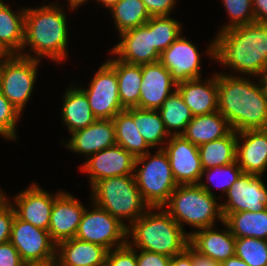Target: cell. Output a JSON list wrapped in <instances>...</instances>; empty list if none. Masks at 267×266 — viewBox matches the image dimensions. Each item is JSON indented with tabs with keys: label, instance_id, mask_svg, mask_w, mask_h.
I'll use <instances>...</instances> for the list:
<instances>
[{
	"label": "cell",
	"instance_id": "3",
	"mask_svg": "<svg viewBox=\"0 0 267 266\" xmlns=\"http://www.w3.org/2000/svg\"><path fill=\"white\" fill-rule=\"evenodd\" d=\"M63 7L48 4L41 7L26 8L24 20V43L19 55L40 60L49 57L57 64L67 57L68 29ZM26 45L32 54H24Z\"/></svg>",
	"mask_w": 267,
	"mask_h": 266
},
{
	"label": "cell",
	"instance_id": "46",
	"mask_svg": "<svg viewBox=\"0 0 267 266\" xmlns=\"http://www.w3.org/2000/svg\"><path fill=\"white\" fill-rule=\"evenodd\" d=\"M255 22L267 23V0H252Z\"/></svg>",
	"mask_w": 267,
	"mask_h": 266
},
{
	"label": "cell",
	"instance_id": "27",
	"mask_svg": "<svg viewBox=\"0 0 267 266\" xmlns=\"http://www.w3.org/2000/svg\"><path fill=\"white\" fill-rule=\"evenodd\" d=\"M62 105V119L70 133L86 128L97 120L86 94L78 87L66 90Z\"/></svg>",
	"mask_w": 267,
	"mask_h": 266
},
{
	"label": "cell",
	"instance_id": "52",
	"mask_svg": "<svg viewBox=\"0 0 267 266\" xmlns=\"http://www.w3.org/2000/svg\"><path fill=\"white\" fill-rule=\"evenodd\" d=\"M96 1H99V3H102V5H104L106 9H109L113 5H115L119 0H96Z\"/></svg>",
	"mask_w": 267,
	"mask_h": 266
},
{
	"label": "cell",
	"instance_id": "8",
	"mask_svg": "<svg viewBox=\"0 0 267 266\" xmlns=\"http://www.w3.org/2000/svg\"><path fill=\"white\" fill-rule=\"evenodd\" d=\"M40 60L19 54L6 55L0 65V92L21 113L30 99Z\"/></svg>",
	"mask_w": 267,
	"mask_h": 266
},
{
	"label": "cell",
	"instance_id": "10",
	"mask_svg": "<svg viewBox=\"0 0 267 266\" xmlns=\"http://www.w3.org/2000/svg\"><path fill=\"white\" fill-rule=\"evenodd\" d=\"M80 89L86 94L97 119H113L125 110L120 102L116 71L106 61L95 73L88 89Z\"/></svg>",
	"mask_w": 267,
	"mask_h": 266
},
{
	"label": "cell",
	"instance_id": "36",
	"mask_svg": "<svg viewBox=\"0 0 267 266\" xmlns=\"http://www.w3.org/2000/svg\"><path fill=\"white\" fill-rule=\"evenodd\" d=\"M235 255L249 266H267V240L236 238Z\"/></svg>",
	"mask_w": 267,
	"mask_h": 266
},
{
	"label": "cell",
	"instance_id": "35",
	"mask_svg": "<svg viewBox=\"0 0 267 266\" xmlns=\"http://www.w3.org/2000/svg\"><path fill=\"white\" fill-rule=\"evenodd\" d=\"M181 25L169 16H152V39L156 50L161 54L181 34Z\"/></svg>",
	"mask_w": 267,
	"mask_h": 266
},
{
	"label": "cell",
	"instance_id": "9",
	"mask_svg": "<svg viewBox=\"0 0 267 266\" xmlns=\"http://www.w3.org/2000/svg\"><path fill=\"white\" fill-rule=\"evenodd\" d=\"M91 206L92 211L85 208L75 238L102 245L108 250L127 244L128 227L94 203Z\"/></svg>",
	"mask_w": 267,
	"mask_h": 266
},
{
	"label": "cell",
	"instance_id": "4",
	"mask_svg": "<svg viewBox=\"0 0 267 266\" xmlns=\"http://www.w3.org/2000/svg\"><path fill=\"white\" fill-rule=\"evenodd\" d=\"M127 236H132V244L128 238L132 248L169 257L182 253L189 244V233H185L164 207H150L128 226Z\"/></svg>",
	"mask_w": 267,
	"mask_h": 266
},
{
	"label": "cell",
	"instance_id": "40",
	"mask_svg": "<svg viewBox=\"0 0 267 266\" xmlns=\"http://www.w3.org/2000/svg\"><path fill=\"white\" fill-rule=\"evenodd\" d=\"M105 266H138L136 249L127 243L124 246L109 250Z\"/></svg>",
	"mask_w": 267,
	"mask_h": 266
},
{
	"label": "cell",
	"instance_id": "20",
	"mask_svg": "<svg viewBox=\"0 0 267 266\" xmlns=\"http://www.w3.org/2000/svg\"><path fill=\"white\" fill-rule=\"evenodd\" d=\"M236 161L243 173L263 176L267 169V129L237 132Z\"/></svg>",
	"mask_w": 267,
	"mask_h": 266
},
{
	"label": "cell",
	"instance_id": "1",
	"mask_svg": "<svg viewBox=\"0 0 267 266\" xmlns=\"http://www.w3.org/2000/svg\"><path fill=\"white\" fill-rule=\"evenodd\" d=\"M207 54L224 67L259 76L267 69V23L254 22L233 27L216 35Z\"/></svg>",
	"mask_w": 267,
	"mask_h": 266
},
{
	"label": "cell",
	"instance_id": "17",
	"mask_svg": "<svg viewBox=\"0 0 267 266\" xmlns=\"http://www.w3.org/2000/svg\"><path fill=\"white\" fill-rule=\"evenodd\" d=\"M61 193L59 191L53 196L32 183L14 197L15 214L19 219L48 231L54 200Z\"/></svg>",
	"mask_w": 267,
	"mask_h": 266
},
{
	"label": "cell",
	"instance_id": "54",
	"mask_svg": "<svg viewBox=\"0 0 267 266\" xmlns=\"http://www.w3.org/2000/svg\"><path fill=\"white\" fill-rule=\"evenodd\" d=\"M7 54L0 48V56H6Z\"/></svg>",
	"mask_w": 267,
	"mask_h": 266
},
{
	"label": "cell",
	"instance_id": "18",
	"mask_svg": "<svg viewBox=\"0 0 267 266\" xmlns=\"http://www.w3.org/2000/svg\"><path fill=\"white\" fill-rule=\"evenodd\" d=\"M141 68L140 99L136 107L158 110L177 84L172 80L170 71L159 61L142 64Z\"/></svg>",
	"mask_w": 267,
	"mask_h": 266
},
{
	"label": "cell",
	"instance_id": "2",
	"mask_svg": "<svg viewBox=\"0 0 267 266\" xmlns=\"http://www.w3.org/2000/svg\"><path fill=\"white\" fill-rule=\"evenodd\" d=\"M258 84L246 76L217 74L218 112L232 130L267 129V99Z\"/></svg>",
	"mask_w": 267,
	"mask_h": 266
},
{
	"label": "cell",
	"instance_id": "47",
	"mask_svg": "<svg viewBox=\"0 0 267 266\" xmlns=\"http://www.w3.org/2000/svg\"><path fill=\"white\" fill-rule=\"evenodd\" d=\"M192 259H193V266H221V263L209 258L206 255L199 253L193 247H192Z\"/></svg>",
	"mask_w": 267,
	"mask_h": 266
},
{
	"label": "cell",
	"instance_id": "15",
	"mask_svg": "<svg viewBox=\"0 0 267 266\" xmlns=\"http://www.w3.org/2000/svg\"><path fill=\"white\" fill-rule=\"evenodd\" d=\"M135 160L130 152L116 144L89 156L80 169L89 174L92 187L101 179L133 175Z\"/></svg>",
	"mask_w": 267,
	"mask_h": 266
},
{
	"label": "cell",
	"instance_id": "29",
	"mask_svg": "<svg viewBox=\"0 0 267 266\" xmlns=\"http://www.w3.org/2000/svg\"><path fill=\"white\" fill-rule=\"evenodd\" d=\"M112 121L115 126V139L117 145L130 152L135 158L149 152L151 147L144 140L135 126L134 107L118 112Z\"/></svg>",
	"mask_w": 267,
	"mask_h": 266
},
{
	"label": "cell",
	"instance_id": "48",
	"mask_svg": "<svg viewBox=\"0 0 267 266\" xmlns=\"http://www.w3.org/2000/svg\"><path fill=\"white\" fill-rule=\"evenodd\" d=\"M221 266H249V265L235 255L233 257H230L226 261L222 262Z\"/></svg>",
	"mask_w": 267,
	"mask_h": 266
},
{
	"label": "cell",
	"instance_id": "16",
	"mask_svg": "<svg viewBox=\"0 0 267 266\" xmlns=\"http://www.w3.org/2000/svg\"><path fill=\"white\" fill-rule=\"evenodd\" d=\"M201 54L195 44L186 40L181 34L160 54L159 62L171 74L172 80L178 84L190 79L201 78Z\"/></svg>",
	"mask_w": 267,
	"mask_h": 266
},
{
	"label": "cell",
	"instance_id": "49",
	"mask_svg": "<svg viewBox=\"0 0 267 266\" xmlns=\"http://www.w3.org/2000/svg\"><path fill=\"white\" fill-rule=\"evenodd\" d=\"M21 266H55V260L22 262Z\"/></svg>",
	"mask_w": 267,
	"mask_h": 266
},
{
	"label": "cell",
	"instance_id": "5",
	"mask_svg": "<svg viewBox=\"0 0 267 266\" xmlns=\"http://www.w3.org/2000/svg\"><path fill=\"white\" fill-rule=\"evenodd\" d=\"M220 199L213 194L210 185L198 184L178 185L171 193L169 201L163 206L170 216L182 227L189 224L195 229L214 227L216 220L223 223Z\"/></svg>",
	"mask_w": 267,
	"mask_h": 266
},
{
	"label": "cell",
	"instance_id": "12",
	"mask_svg": "<svg viewBox=\"0 0 267 266\" xmlns=\"http://www.w3.org/2000/svg\"><path fill=\"white\" fill-rule=\"evenodd\" d=\"M222 213L258 212L267 208V187L262 176L242 173L227 190Z\"/></svg>",
	"mask_w": 267,
	"mask_h": 266
},
{
	"label": "cell",
	"instance_id": "51",
	"mask_svg": "<svg viewBox=\"0 0 267 266\" xmlns=\"http://www.w3.org/2000/svg\"><path fill=\"white\" fill-rule=\"evenodd\" d=\"M68 2L70 9L75 10V8L79 7L81 4H84L87 2V0H68Z\"/></svg>",
	"mask_w": 267,
	"mask_h": 266
},
{
	"label": "cell",
	"instance_id": "6",
	"mask_svg": "<svg viewBox=\"0 0 267 266\" xmlns=\"http://www.w3.org/2000/svg\"><path fill=\"white\" fill-rule=\"evenodd\" d=\"M91 189L92 202L127 227L129 225L123 220L127 219L131 225L150 208L136 185L134 175L101 179Z\"/></svg>",
	"mask_w": 267,
	"mask_h": 266
},
{
	"label": "cell",
	"instance_id": "37",
	"mask_svg": "<svg viewBox=\"0 0 267 266\" xmlns=\"http://www.w3.org/2000/svg\"><path fill=\"white\" fill-rule=\"evenodd\" d=\"M224 8L226 9L230 22L222 26V32L224 30L246 25L255 22V16L253 11L252 0H222Z\"/></svg>",
	"mask_w": 267,
	"mask_h": 266
},
{
	"label": "cell",
	"instance_id": "23",
	"mask_svg": "<svg viewBox=\"0 0 267 266\" xmlns=\"http://www.w3.org/2000/svg\"><path fill=\"white\" fill-rule=\"evenodd\" d=\"M176 89L193 117L218 111L217 73L204 82L196 78L178 83Z\"/></svg>",
	"mask_w": 267,
	"mask_h": 266
},
{
	"label": "cell",
	"instance_id": "28",
	"mask_svg": "<svg viewBox=\"0 0 267 266\" xmlns=\"http://www.w3.org/2000/svg\"><path fill=\"white\" fill-rule=\"evenodd\" d=\"M115 71L118 79V91L122 106L136 107L140 99V86L142 81L141 65L129 64L117 58L106 61Z\"/></svg>",
	"mask_w": 267,
	"mask_h": 266
},
{
	"label": "cell",
	"instance_id": "30",
	"mask_svg": "<svg viewBox=\"0 0 267 266\" xmlns=\"http://www.w3.org/2000/svg\"><path fill=\"white\" fill-rule=\"evenodd\" d=\"M224 222L235 238L267 240V208L258 212L222 213Z\"/></svg>",
	"mask_w": 267,
	"mask_h": 266
},
{
	"label": "cell",
	"instance_id": "34",
	"mask_svg": "<svg viewBox=\"0 0 267 266\" xmlns=\"http://www.w3.org/2000/svg\"><path fill=\"white\" fill-rule=\"evenodd\" d=\"M108 10L119 34L144 25L151 18L142 0H119Z\"/></svg>",
	"mask_w": 267,
	"mask_h": 266
},
{
	"label": "cell",
	"instance_id": "39",
	"mask_svg": "<svg viewBox=\"0 0 267 266\" xmlns=\"http://www.w3.org/2000/svg\"><path fill=\"white\" fill-rule=\"evenodd\" d=\"M21 113L0 92V135L5 139H16V124Z\"/></svg>",
	"mask_w": 267,
	"mask_h": 266
},
{
	"label": "cell",
	"instance_id": "33",
	"mask_svg": "<svg viewBox=\"0 0 267 266\" xmlns=\"http://www.w3.org/2000/svg\"><path fill=\"white\" fill-rule=\"evenodd\" d=\"M134 122L136 128L151 148L163 149L165 138H170L158 110L134 107Z\"/></svg>",
	"mask_w": 267,
	"mask_h": 266
},
{
	"label": "cell",
	"instance_id": "11",
	"mask_svg": "<svg viewBox=\"0 0 267 266\" xmlns=\"http://www.w3.org/2000/svg\"><path fill=\"white\" fill-rule=\"evenodd\" d=\"M23 262L55 260L56 244L47 230L19 219L13 220L10 240Z\"/></svg>",
	"mask_w": 267,
	"mask_h": 266
},
{
	"label": "cell",
	"instance_id": "44",
	"mask_svg": "<svg viewBox=\"0 0 267 266\" xmlns=\"http://www.w3.org/2000/svg\"><path fill=\"white\" fill-rule=\"evenodd\" d=\"M22 260L10 241L0 244V266H21Z\"/></svg>",
	"mask_w": 267,
	"mask_h": 266
},
{
	"label": "cell",
	"instance_id": "14",
	"mask_svg": "<svg viewBox=\"0 0 267 266\" xmlns=\"http://www.w3.org/2000/svg\"><path fill=\"white\" fill-rule=\"evenodd\" d=\"M119 36L121 41L110 51L118 60L136 65L159 61L160 53L152 39V16L144 25L122 32Z\"/></svg>",
	"mask_w": 267,
	"mask_h": 266
},
{
	"label": "cell",
	"instance_id": "50",
	"mask_svg": "<svg viewBox=\"0 0 267 266\" xmlns=\"http://www.w3.org/2000/svg\"><path fill=\"white\" fill-rule=\"evenodd\" d=\"M259 77H260L259 82L262 86L264 95L267 99V69Z\"/></svg>",
	"mask_w": 267,
	"mask_h": 266
},
{
	"label": "cell",
	"instance_id": "38",
	"mask_svg": "<svg viewBox=\"0 0 267 266\" xmlns=\"http://www.w3.org/2000/svg\"><path fill=\"white\" fill-rule=\"evenodd\" d=\"M243 173L242 168L238 165L237 161L226 165V166H217L209 169H204L201 174V180L203 176H206L207 181L213 184L215 180L217 188L221 189L223 193L226 194L227 190L232 186V184L241 176ZM215 176V177H214Z\"/></svg>",
	"mask_w": 267,
	"mask_h": 266
},
{
	"label": "cell",
	"instance_id": "45",
	"mask_svg": "<svg viewBox=\"0 0 267 266\" xmlns=\"http://www.w3.org/2000/svg\"><path fill=\"white\" fill-rule=\"evenodd\" d=\"M170 266H193L192 246L188 244L182 253L171 257Z\"/></svg>",
	"mask_w": 267,
	"mask_h": 266
},
{
	"label": "cell",
	"instance_id": "55",
	"mask_svg": "<svg viewBox=\"0 0 267 266\" xmlns=\"http://www.w3.org/2000/svg\"><path fill=\"white\" fill-rule=\"evenodd\" d=\"M4 57H5V56H0V65H1L2 60H3Z\"/></svg>",
	"mask_w": 267,
	"mask_h": 266
},
{
	"label": "cell",
	"instance_id": "22",
	"mask_svg": "<svg viewBox=\"0 0 267 266\" xmlns=\"http://www.w3.org/2000/svg\"><path fill=\"white\" fill-rule=\"evenodd\" d=\"M223 224L226 226L224 231L218 232L217 229L208 227L190 232L189 244L199 253L219 263L235 256L236 238L224 221Z\"/></svg>",
	"mask_w": 267,
	"mask_h": 266
},
{
	"label": "cell",
	"instance_id": "42",
	"mask_svg": "<svg viewBox=\"0 0 267 266\" xmlns=\"http://www.w3.org/2000/svg\"><path fill=\"white\" fill-rule=\"evenodd\" d=\"M136 258L138 266H170L171 257L139 249Z\"/></svg>",
	"mask_w": 267,
	"mask_h": 266
},
{
	"label": "cell",
	"instance_id": "43",
	"mask_svg": "<svg viewBox=\"0 0 267 266\" xmlns=\"http://www.w3.org/2000/svg\"><path fill=\"white\" fill-rule=\"evenodd\" d=\"M150 16H169L177 0H142Z\"/></svg>",
	"mask_w": 267,
	"mask_h": 266
},
{
	"label": "cell",
	"instance_id": "41",
	"mask_svg": "<svg viewBox=\"0 0 267 266\" xmlns=\"http://www.w3.org/2000/svg\"><path fill=\"white\" fill-rule=\"evenodd\" d=\"M15 210L10 199H7L0 205V244L10 240L13 220L15 218Z\"/></svg>",
	"mask_w": 267,
	"mask_h": 266
},
{
	"label": "cell",
	"instance_id": "21",
	"mask_svg": "<svg viewBox=\"0 0 267 266\" xmlns=\"http://www.w3.org/2000/svg\"><path fill=\"white\" fill-rule=\"evenodd\" d=\"M68 149L88 158L103 149L116 145L115 126L112 119H97L86 128L71 133Z\"/></svg>",
	"mask_w": 267,
	"mask_h": 266
},
{
	"label": "cell",
	"instance_id": "31",
	"mask_svg": "<svg viewBox=\"0 0 267 266\" xmlns=\"http://www.w3.org/2000/svg\"><path fill=\"white\" fill-rule=\"evenodd\" d=\"M204 169L226 166L236 161L237 132L231 130L226 136L198 146Z\"/></svg>",
	"mask_w": 267,
	"mask_h": 266
},
{
	"label": "cell",
	"instance_id": "26",
	"mask_svg": "<svg viewBox=\"0 0 267 266\" xmlns=\"http://www.w3.org/2000/svg\"><path fill=\"white\" fill-rule=\"evenodd\" d=\"M9 7L0 0V48L7 55L20 54L24 43L26 8L13 12Z\"/></svg>",
	"mask_w": 267,
	"mask_h": 266
},
{
	"label": "cell",
	"instance_id": "24",
	"mask_svg": "<svg viewBox=\"0 0 267 266\" xmlns=\"http://www.w3.org/2000/svg\"><path fill=\"white\" fill-rule=\"evenodd\" d=\"M108 249L76 238L56 245L55 266H105Z\"/></svg>",
	"mask_w": 267,
	"mask_h": 266
},
{
	"label": "cell",
	"instance_id": "19",
	"mask_svg": "<svg viewBox=\"0 0 267 266\" xmlns=\"http://www.w3.org/2000/svg\"><path fill=\"white\" fill-rule=\"evenodd\" d=\"M85 208L72 194L62 191L54 200L48 232L58 243L75 238Z\"/></svg>",
	"mask_w": 267,
	"mask_h": 266
},
{
	"label": "cell",
	"instance_id": "13",
	"mask_svg": "<svg viewBox=\"0 0 267 266\" xmlns=\"http://www.w3.org/2000/svg\"><path fill=\"white\" fill-rule=\"evenodd\" d=\"M163 150L168 155L172 174L178 185L198 184L203 167L198 146L183 135H172Z\"/></svg>",
	"mask_w": 267,
	"mask_h": 266
},
{
	"label": "cell",
	"instance_id": "53",
	"mask_svg": "<svg viewBox=\"0 0 267 266\" xmlns=\"http://www.w3.org/2000/svg\"><path fill=\"white\" fill-rule=\"evenodd\" d=\"M9 197L0 189V205L3 204Z\"/></svg>",
	"mask_w": 267,
	"mask_h": 266
},
{
	"label": "cell",
	"instance_id": "32",
	"mask_svg": "<svg viewBox=\"0 0 267 266\" xmlns=\"http://www.w3.org/2000/svg\"><path fill=\"white\" fill-rule=\"evenodd\" d=\"M158 112L170 136L182 135L193 118L189 107L177 89H174L167 97Z\"/></svg>",
	"mask_w": 267,
	"mask_h": 266
},
{
	"label": "cell",
	"instance_id": "25",
	"mask_svg": "<svg viewBox=\"0 0 267 266\" xmlns=\"http://www.w3.org/2000/svg\"><path fill=\"white\" fill-rule=\"evenodd\" d=\"M231 130L227 119L220 112L215 111L194 116L182 135L194 145L201 146L226 136Z\"/></svg>",
	"mask_w": 267,
	"mask_h": 266
},
{
	"label": "cell",
	"instance_id": "7",
	"mask_svg": "<svg viewBox=\"0 0 267 266\" xmlns=\"http://www.w3.org/2000/svg\"><path fill=\"white\" fill-rule=\"evenodd\" d=\"M139 165L142 167L137 168ZM134 171L136 185L149 207H163L178 186L163 149L158 148L153 157L150 152L137 157Z\"/></svg>",
	"mask_w": 267,
	"mask_h": 266
}]
</instances>
